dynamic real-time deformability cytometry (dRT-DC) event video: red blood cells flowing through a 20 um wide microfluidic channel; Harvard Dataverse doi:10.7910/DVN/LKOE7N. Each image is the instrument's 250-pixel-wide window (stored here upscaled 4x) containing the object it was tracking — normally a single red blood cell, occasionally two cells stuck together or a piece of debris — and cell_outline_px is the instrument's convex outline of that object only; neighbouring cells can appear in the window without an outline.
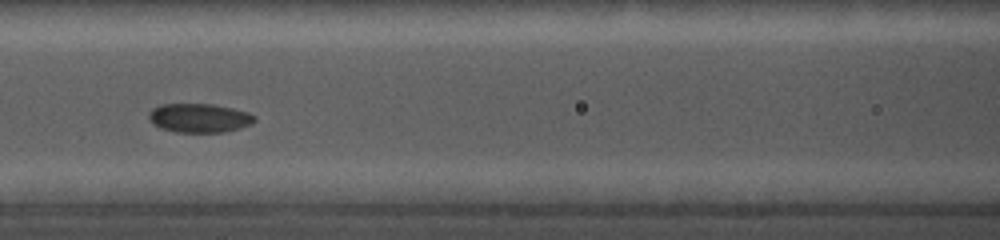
{"species": "common noctule bat (a hibernating species)", "species_latin": "Nyctalus noctula", "temperature_condition": "cold", "stored_images_in_passage": 33, "camera_frame_rate_fps": 5000, "um_per_image_px": 0.085, "animal": {"sex": "female", "body_mass_g": 19.0, "forearm_length_mm": 56.7}, "frame": {"image": 1, "passage_image": 5, "time_ms": 2.6, "image_size_px": [1000, 240], "cell_outline_px": [[256, 120], [252, 124], [240, 128], [224, 132], [176, 132], [160, 128], [152, 124], [148, 120], [148, 112], [152, 108], [160, 104], [212, 104], [232, 108], [248, 112], [256, 116]], "centroid_in_image_um": [16.91, 10.03], "position_along_channel_um": 149.7, "area_um2": 18.09}}
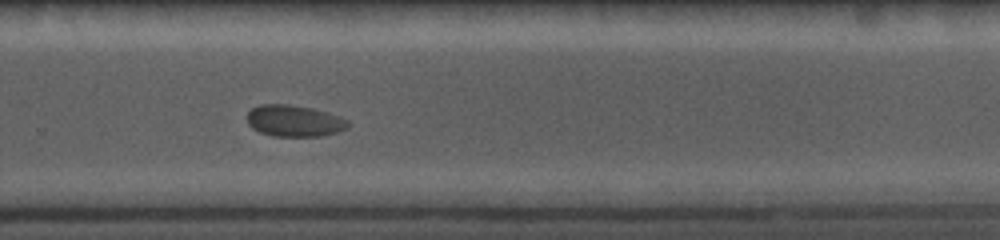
{"frame": {"image": 2, "passage_image": 21, "time_ms": 6.8, "image_size_px": [1000, 240], "cell_outline_px": [[348, 124], [344, 128], [336, 132], [320, 136], [272, 136], [260, 132], [252, 128], [248, 124], [248, 112], [252, 108], [260, 104], [288, 104], [312, 108], [340, 116], [348, 120]], "centroid_in_image_um": [24.97, 10.26], "position_along_channel_um": 304.8, "area_um2": 18.38}}
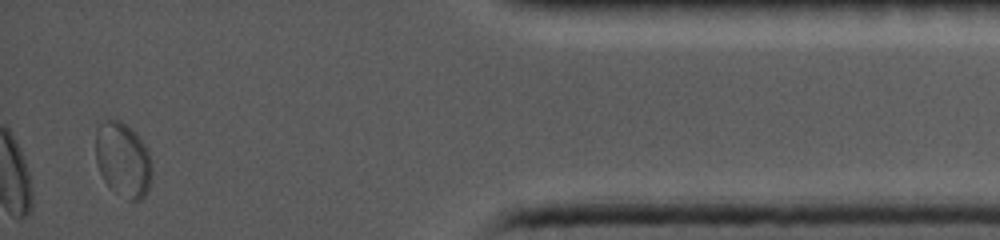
{"frame": {"image": 3, "passage_image": 33, "time_ms": 11.0, "image_size_px": [1000, 240], "cell_outline_px": [[152, 176], [148, 188], [144, 196], [140, 200], [128, 200], [108, 188], [96, 164], [96, 132], [100, 124], [104, 120], [120, 120], [132, 128], [136, 132], [144, 144], [152, 160]], "centroid_in_image_um": [10.46, 13.58], "position_along_channel_um": 424.7, "area_um2": 24.8}}